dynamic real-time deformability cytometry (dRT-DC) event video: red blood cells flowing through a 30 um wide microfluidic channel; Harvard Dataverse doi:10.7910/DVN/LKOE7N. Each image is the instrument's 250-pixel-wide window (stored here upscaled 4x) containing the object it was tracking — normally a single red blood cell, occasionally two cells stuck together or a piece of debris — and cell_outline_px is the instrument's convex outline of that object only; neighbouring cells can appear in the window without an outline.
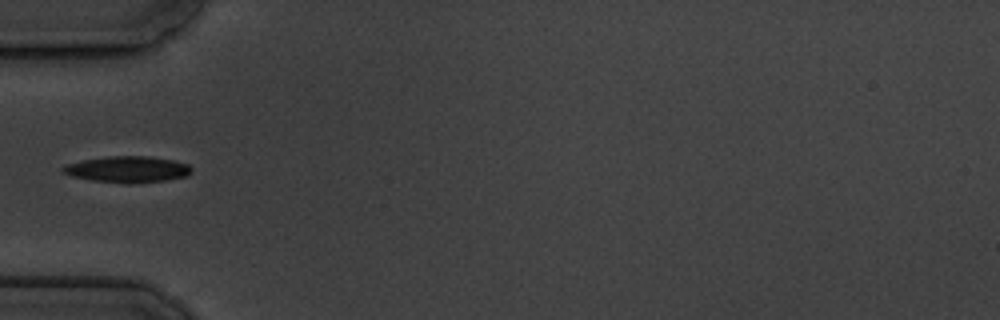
{"species": "common noctule bat (a hibernating species)", "species_latin": "Nyctalus noctula", "temperature_condition": "cold", "stored_images_in_passage": 3, "camera_frame_rate_fps": 3000, "um_per_image_px": 0.085, "animal": {"sex": "male", "body_mass_g": 19.5, "forearm_length_mm": 54.6}, "frame": {"image": 1, "passage_image": 3, "time_ms": 2.0, "image_size_px": [1000, 320], "cell_outline_px": [[192, 168], [188, 176], [164, 180], [128, 184], [92, 180], [72, 176], [64, 172], [60, 168], [68, 164], [84, 160], [108, 156], [148, 156], [172, 160], [188, 164]], "centroid_in_image_um": [10.86, 14.39], "position_along_channel_um": 74.1, "area_um2": 19.48}}